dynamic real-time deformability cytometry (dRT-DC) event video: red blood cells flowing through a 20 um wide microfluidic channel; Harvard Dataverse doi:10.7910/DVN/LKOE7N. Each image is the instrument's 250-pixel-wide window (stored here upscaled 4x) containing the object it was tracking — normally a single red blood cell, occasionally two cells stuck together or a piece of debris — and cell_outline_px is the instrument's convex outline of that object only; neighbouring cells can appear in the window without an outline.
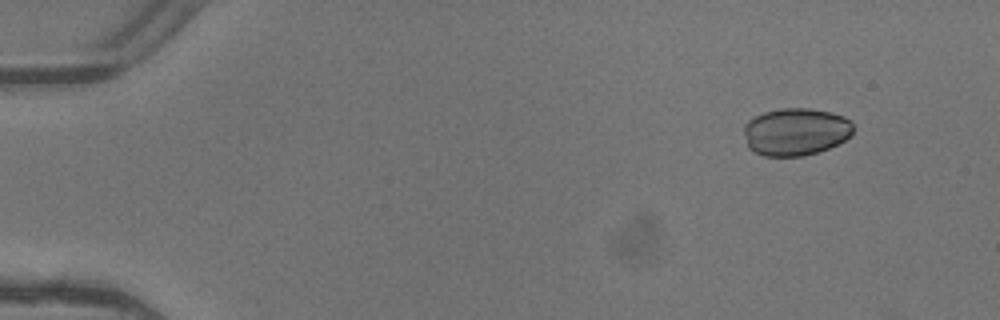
{"species": "common noctule bat (a hibernating species)", "species_latin": "Nyctalus noctula", "temperature_condition": "warm", "stored_images_in_passage": 5, "camera_frame_rate_fps": 3000, "um_per_image_px": 0.085, "animal": {"sex": "female"}, "frame": {"image": 1, "passage_image": 2, "time_ms": 0.333, "image_size_px": [1000, 320], "cell_outline_px": [[852, 136], [828, 148], [804, 156], [764, 156], [752, 152], [748, 148], [744, 132], [744, 124], [748, 120], [764, 112], [784, 108], [808, 108], [828, 112], [844, 116], [852, 120]], "centroid_in_image_um": [67.62, 11.2], "position_along_channel_um": 17.4, "area_um2": 30.35}}
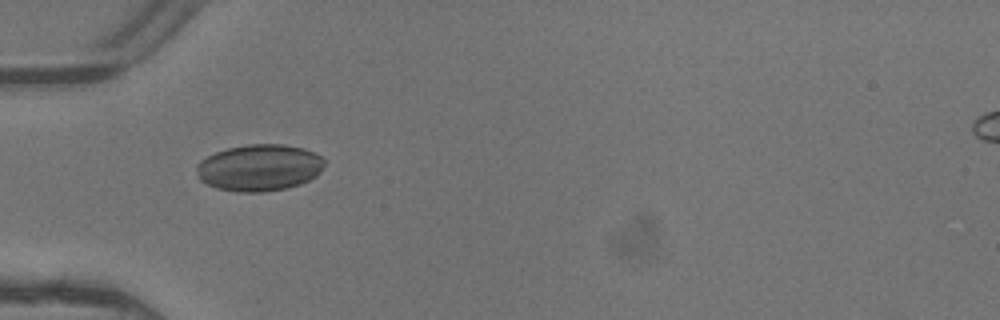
{"frame": {"image": 2, "passage_image": 5, "time_ms": 1.333, "image_size_px": [1000, 320], "cell_outline_px": [[324, 164], [320, 172], [316, 176], [300, 184], [288, 188], [264, 192], [236, 192], [216, 188], [200, 180], [196, 172], [196, 164], [200, 160], [216, 152], [228, 148], [248, 144], [284, 144], [304, 148], [316, 152], [324, 160]], "centroid_in_image_um": [22.04, 14.25], "position_along_channel_um": 63.0, "area_um2": 35.03}}